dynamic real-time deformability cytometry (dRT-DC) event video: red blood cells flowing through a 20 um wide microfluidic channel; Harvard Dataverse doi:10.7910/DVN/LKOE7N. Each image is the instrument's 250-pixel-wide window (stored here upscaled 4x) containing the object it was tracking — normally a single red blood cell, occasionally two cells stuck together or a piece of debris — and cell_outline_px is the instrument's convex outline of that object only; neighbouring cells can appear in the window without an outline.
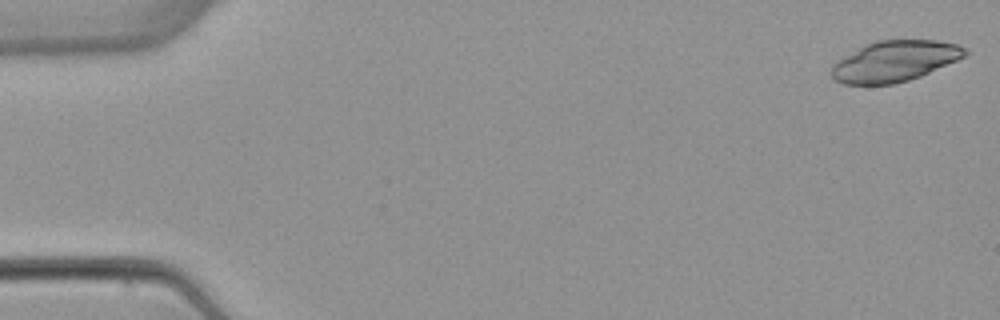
{"species": "common noctule bat (a hibernating species)", "species_latin": "Nyctalus noctula", "temperature_condition": "warm", "stored_images_in_passage": 5, "camera_frame_rate_fps": 3000, "um_per_image_px": 0.085, "animal": {"sex": "female", "body_mass_g": 22.7, "forearm_length_mm": 54.2}, "frame": {"image": 1, "passage_image": 1, "time_ms": 0.0, "image_size_px": [1000, 320], "cell_outline_px": [[968, 52], [964, 56], [956, 60], [920, 76], [896, 84], [844, 84], [836, 80], [828, 72], [832, 64], [836, 60], [864, 44], [876, 40], [936, 40], [956, 44], [968, 48]], "centroid_in_image_um": [75.99, 5.19], "position_along_channel_um": 9.0, "area_um2": 31.85}}